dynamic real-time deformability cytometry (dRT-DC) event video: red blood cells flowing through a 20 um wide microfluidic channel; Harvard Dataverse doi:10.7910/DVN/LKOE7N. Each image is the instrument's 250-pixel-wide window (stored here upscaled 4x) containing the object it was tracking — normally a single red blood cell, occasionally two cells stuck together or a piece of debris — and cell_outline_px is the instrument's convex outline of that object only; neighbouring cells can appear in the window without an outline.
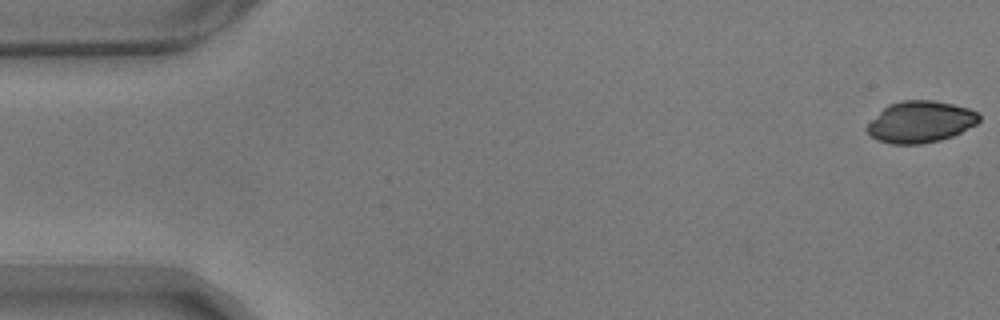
{"species": "common noctule bat (a hibernating species)", "species_latin": "Nyctalus noctula", "temperature_condition": "warm", "stored_images_in_passage": 57, "camera_frame_rate_fps": 3000, "um_per_image_px": 0.085, "animal": {"sex": "male", "body_mass_g": 17.9}, "frame": {"image": 1, "passage_image": 1, "time_ms": 0.0, "image_size_px": [1000, 320], "cell_outline_px": [[980, 120], [976, 124], [952, 136], [940, 140], [920, 144], [892, 144], [876, 140], [864, 128], [888, 104], [900, 100], [936, 100], [968, 108], [976, 112], [980, 116]], "centroid_in_image_um": [78.23, 10.35], "position_along_channel_um": 6.8, "area_um2": 27.05}}
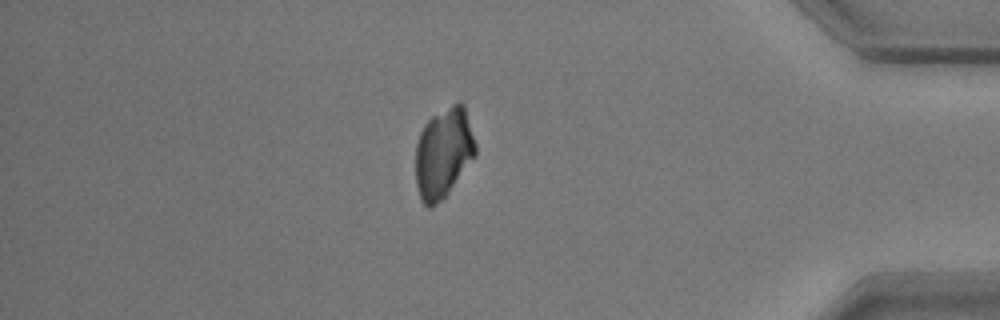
{"frame": {"image": 2, "passage_image": 49, "time_ms": 16.0, "image_size_px": [1000, 320], "cell_outline_px": [[476, 156], [444, 196], [432, 208], [428, 208], [420, 200], [416, 184], [416, 144], [420, 132], [424, 124], [432, 116], [452, 104], [460, 100], [464, 104], [476, 144]], "centroid_in_image_um": [37.69, 12.97], "position_along_channel_um": 397.5, "area_um2": 31.44}}
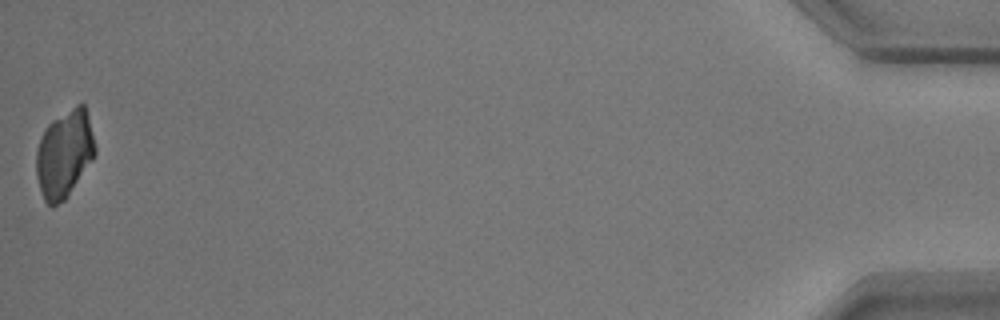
{"frame": {"image": 3, "passage_image": 57, "time_ms": 18.667, "image_size_px": [1000, 320], "cell_outline_px": [[96, 152], [92, 160], [68, 196], [64, 200], [52, 208], [44, 200], [36, 176], [36, 152], [40, 136], [44, 128], [52, 120], [76, 104], [84, 104], [96, 148]], "centroid_in_image_um": [5.45, 13.09], "position_along_channel_um": 429.8, "area_um2": 29.94}}